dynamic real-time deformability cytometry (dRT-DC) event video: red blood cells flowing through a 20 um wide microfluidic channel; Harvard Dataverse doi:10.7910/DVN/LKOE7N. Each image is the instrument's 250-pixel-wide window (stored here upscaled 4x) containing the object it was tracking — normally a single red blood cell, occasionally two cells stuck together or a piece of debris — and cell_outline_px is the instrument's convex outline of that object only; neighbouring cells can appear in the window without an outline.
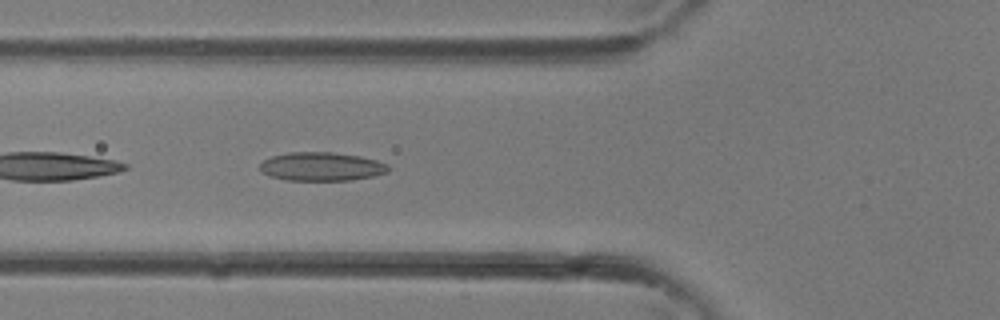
{"species": "common noctule bat (a hibernating species)", "species_latin": "Nyctalus noctula", "temperature_condition": "room temperature", "stored_images_in_passage": 37, "camera_frame_rate_fps": 3000, "um_per_image_px": 0.085, "animal": {"sex": "female"}, "frame": {"image": 1, "passage_image": 13, "time_ms": 4.0, "image_size_px": [1000, 320], "cell_outline_px": [[388, 172], [372, 176], [348, 180], [288, 180], [272, 176], [260, 172], [260, 164], [264, 160], [272, 156], [288, 152], [332, 152], [360, 156], [376, 160], [388, 164]], "centroid_in_image_um": [27.32, 14.15], "position_along_channel_um": 98.5, "area_um2": 21.27}}
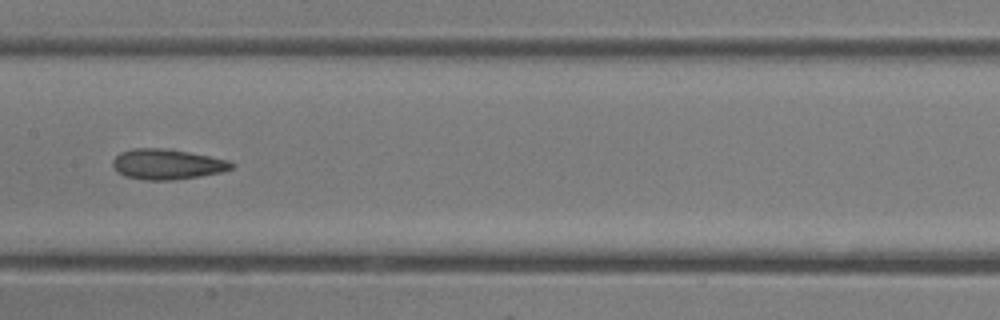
{"frame": {"image": 2, "passage_image": 18, "time_ms": 5.667, "image_size_px": [1000, 320], "cell_outline_px": [[236, 164], [232, 168], [220, 172], [200, 176], [172, 180], [144, 180], [124, 176], [116, 172], [112, 164], [112, 160], [120, 152], [132, 148], [172, 148], [228, 160]], "centroid_in_image_um": [14.18, 13.95], "position_along_channel_um": 193.2, "area_um2": 21.27}}
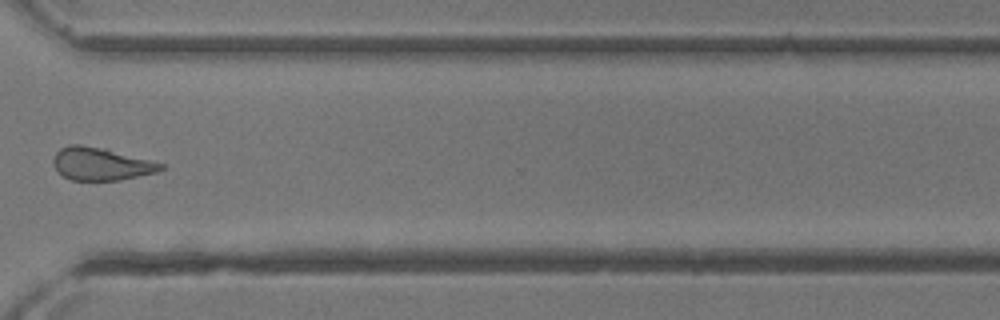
{"frame": {"image": 3, "passage_image": 27, "time_ms": 8.667, "image_size_px": [1000, 320], "cell_outline_px": [[164, 168], [156, 172], [120, 180], [72, 180], [64, 176], [56, 168], [52, 160], [56, 152], [60, 148], [72, 144], [80, 144], [104, 148], [164, 164]], "centroid_in_image_um": [8.57, 13.93], "position_along_channel_um": 362.0, "area_um2": 20.23}}